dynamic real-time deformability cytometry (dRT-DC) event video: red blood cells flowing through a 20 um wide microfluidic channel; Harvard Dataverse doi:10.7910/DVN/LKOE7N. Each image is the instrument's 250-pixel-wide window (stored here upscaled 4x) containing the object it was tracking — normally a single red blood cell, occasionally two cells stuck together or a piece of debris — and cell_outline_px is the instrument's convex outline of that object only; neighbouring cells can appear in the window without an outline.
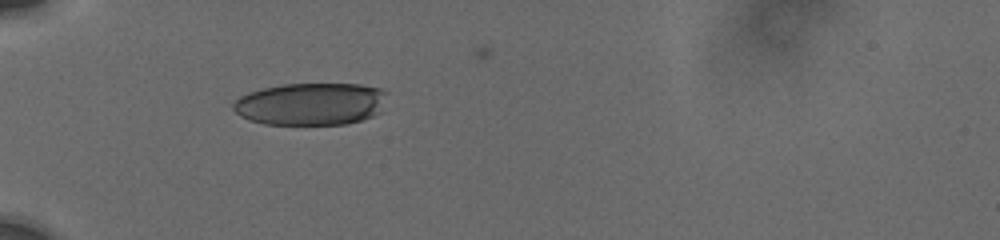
{"species": "human", "species_latin": "Homo sapiens", "temperature_condition": "cold", "stored_images_in_passage": 26, "camera_frame_rate_fps": 3000, "um_per_image_px": 0.085, "donor": {"sex": "male"}, "frame": {"image": 1, "passage_image": 1, "time_ms": 0.0, "image_size_px": [1000, 240], "cell_outline_px": [[388, 92], [380, 112], [372, 116], [360, 120], [344, 124], [264, 124], [248, 120], [240, 116], [232, 108], [232, 104], [240, 96], [248, 92], [280, 84], [360, 84], [380, 88]], "centroid_in_image_um": [26.41, 8.83], "position_along_channel_um": 58.6, "area_um2": 38.15}}
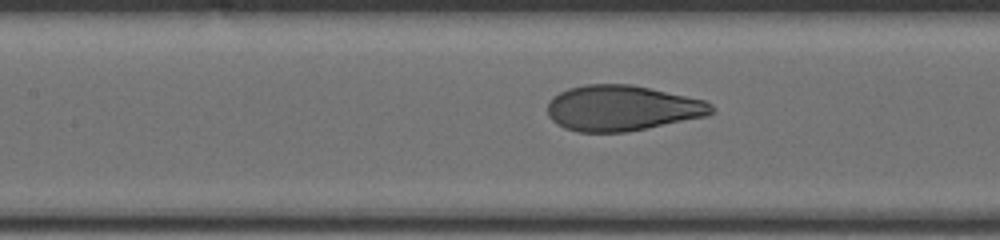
{"frame": {"image": 2, "passage_image": 19, "time_ms": 3.0, "image_size_px": [1000, 240], "cell_outline_px": [[716, 108], [712, 112], [704, 116], [628, 132], [576, 132], [564, 128], [556, 124], [548, 116], [548, 104], [552, 96], [568, 88], [584, 84], [632, 84], [704, 100], [712, 104]], "centroid_in_image_um": [52.83, 9.19], "position_along_channel_um": 154.6, "area_um2": 43.52}}
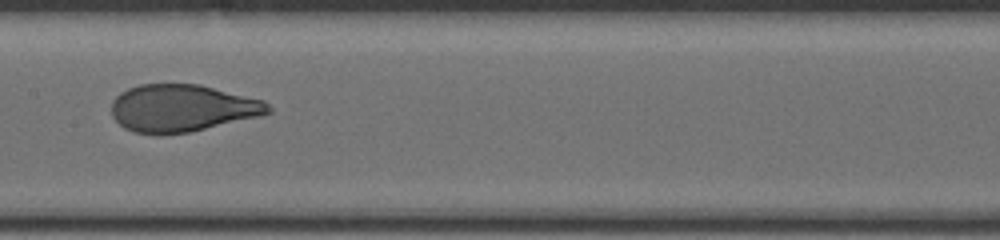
{"frame": {"image": 3, "passage_image": 25, "time_ms": 4.0, "image_size_px": [1000, 240], "cell_outline_px": [[272, 112], [260, 116], [192, 132], [160, 136], [156, 136], [132, 132], [124, 128], [112, 116], [112, 100], [120, 92], [128, 88], [140, 84], [200, 84], [264, 100], [272, 108]], "centroid_in_image_um": [15.47, 9.21], "position_along_channel_um": 191.9, "area_um2": 43.87}}